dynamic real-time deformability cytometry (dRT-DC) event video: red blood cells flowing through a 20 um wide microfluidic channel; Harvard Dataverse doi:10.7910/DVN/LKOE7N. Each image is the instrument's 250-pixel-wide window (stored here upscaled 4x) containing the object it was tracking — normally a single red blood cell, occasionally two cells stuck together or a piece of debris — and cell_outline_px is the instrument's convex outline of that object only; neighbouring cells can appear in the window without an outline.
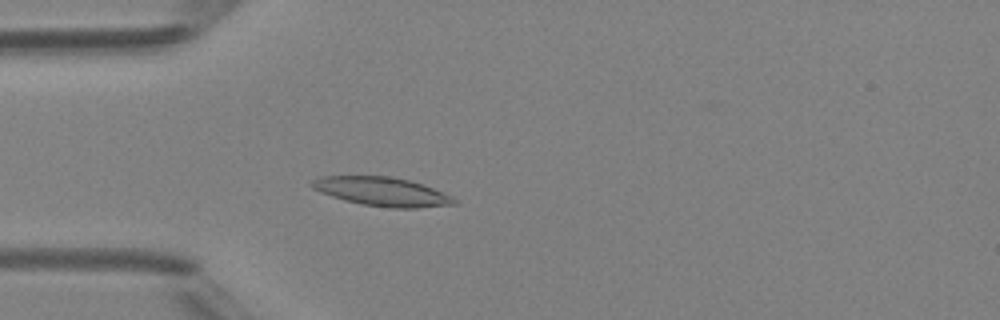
{"species": "Egyptian fruit bat (a non-hibernating species)", "species_latin": "Rousettus aegyptiacus", "temperature_condition": "room temperature", "stored_images_in_passage": 4, "camera_frame_rate_fps": 3000, "um_per_image_px": 0.085, "animal": {"sex": "female"}, "frame": {"image": 1, "passage_image": 4, "time_ms": 3.333, "image_size_px": [1000, 320], "cell_outline_px": [[460, 200], [456, 204], [416, 208], [392, 208], [364, 204], [344, 200], [320, 192], [312, 188], [308, 184], [312, 180], [320, 176], [392, 176], [424, 184], [452, 196]], "centroid_in_image_um": [32.49, 16.28], "position_along_channel_um": 52.5, "area_um2": 24.04}}